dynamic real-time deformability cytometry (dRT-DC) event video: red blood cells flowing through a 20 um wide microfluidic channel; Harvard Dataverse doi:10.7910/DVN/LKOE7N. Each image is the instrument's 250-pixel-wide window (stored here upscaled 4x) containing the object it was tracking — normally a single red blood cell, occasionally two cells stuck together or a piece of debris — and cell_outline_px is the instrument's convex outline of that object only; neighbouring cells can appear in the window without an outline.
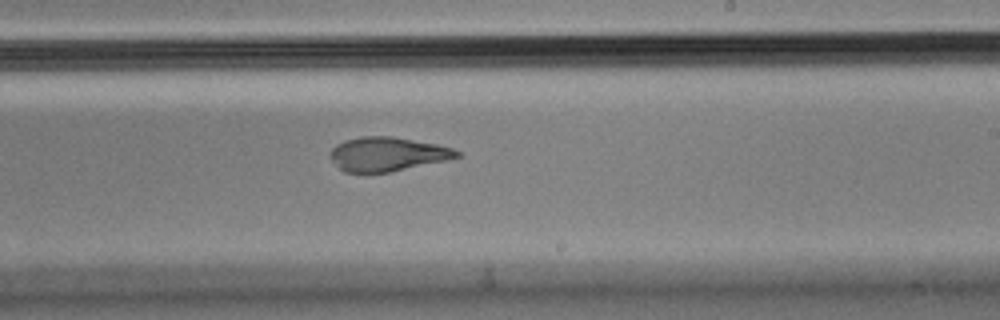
{"species": "Egyptian fruit bat (a non-hibernating species)", "species_latin": "Rousettus aegyptiacus", "temperature_condition": "cold", "stored_images_in_passage": 9, "camera_frame_rate_fps": 3000, "um_per_image_px": 0.085, "animal": {"sex": "male"}, "frame": {"image": 1, "passage_image": 9, "time_ms": 2.667, "image_size_px": [1000, 320], "cell_outline_px": [[460, 156], [448, 160], [388, 172], [344, 172], [328, 156], [328, 152], [336, 144], [344, 140], [360, 136], [392, 136], [436, 144], [452, 148], [460, 152]], "centroid_in_image_um": [32.89, 13.09], "position_along_channel_um": 256.1, "area_um2": 25.09}}